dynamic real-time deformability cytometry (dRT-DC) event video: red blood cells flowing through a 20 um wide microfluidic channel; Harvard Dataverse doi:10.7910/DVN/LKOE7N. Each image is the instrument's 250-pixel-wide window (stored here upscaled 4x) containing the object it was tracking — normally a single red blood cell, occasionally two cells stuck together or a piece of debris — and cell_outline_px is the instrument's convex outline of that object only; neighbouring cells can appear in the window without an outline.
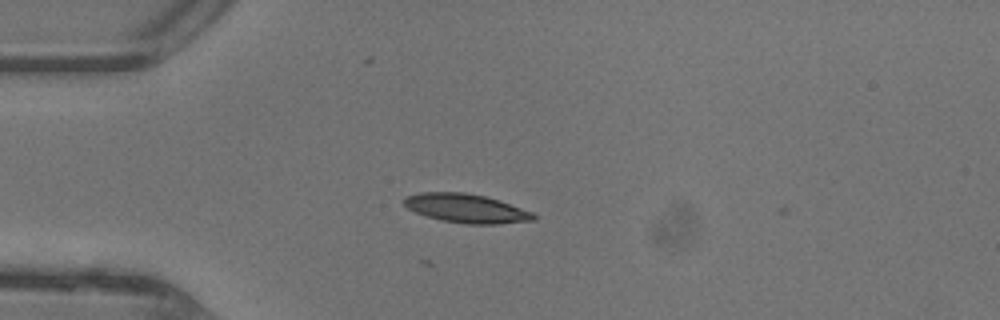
{"species": "common noctule bat (a hibernating species)", "species_latin": "Nyctalus noctula", "temperature_condition": "warm", "stored_images_in_passage": 35, "camera_frame_rate_fps": 3000, "um_per_image_px": 0.085, "animal": {"sex": "female"}, "frame": {"image": 1, "passage_image": 1, "time_ms": 0.0, "image_size_px": [1000, 320], "cell_outline_px": [[536, 220], [496, 224], [468, 224], [444, 220], [428, 216], [416, 212], [408, 208], [404, 204], [404, 196], [420, 192], [464, 192], [484, 196], [500, 200], [536, 212]], "centroid_in_image_um": [39.69, 17.7], "position_along_channel_um": 45.3, "area_um2": 21.85}}
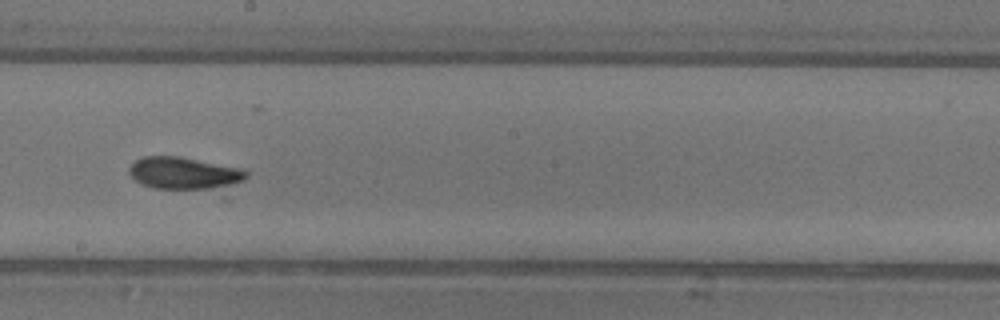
{"frame": {"image": 2, "passage_image": 15, "time_ms": 4.667, "image_size_px": [1000, 320], "cell_outline_px": [[248, 176], [244, 180], [220, 188], [152, 188], [136, 180], [128, 172], [128, 168], [136, 160], [144, 156], [180, 156], [244, 168], [248, 172]], "centroid_in_image_um": [15.68, 14.69], "position_along_channel_um": 232.5, "area_um2": 21.85}}
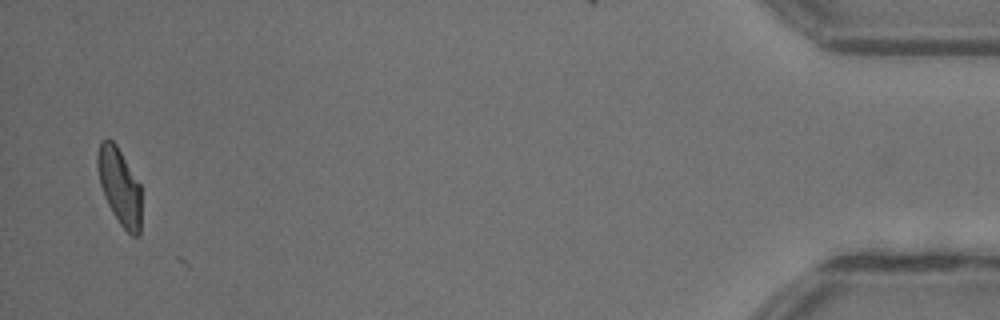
{"frame": {"image": 3, "passage_image": 34, "time_ms": 11.0, "image_size_px": [1000, 320], "cell_outline_px": [[140, 236], [132, 236], [120, 224], [112, 212], [104, 196], [100, 184], [96, 168], [96, 156], [100, 140], [112, 140], [116, 144], [140, 184]], "centroid_in_image_um": [10.14, 15.83], "position_along_channel_um": 425.1, "area_um2": 19.59}}